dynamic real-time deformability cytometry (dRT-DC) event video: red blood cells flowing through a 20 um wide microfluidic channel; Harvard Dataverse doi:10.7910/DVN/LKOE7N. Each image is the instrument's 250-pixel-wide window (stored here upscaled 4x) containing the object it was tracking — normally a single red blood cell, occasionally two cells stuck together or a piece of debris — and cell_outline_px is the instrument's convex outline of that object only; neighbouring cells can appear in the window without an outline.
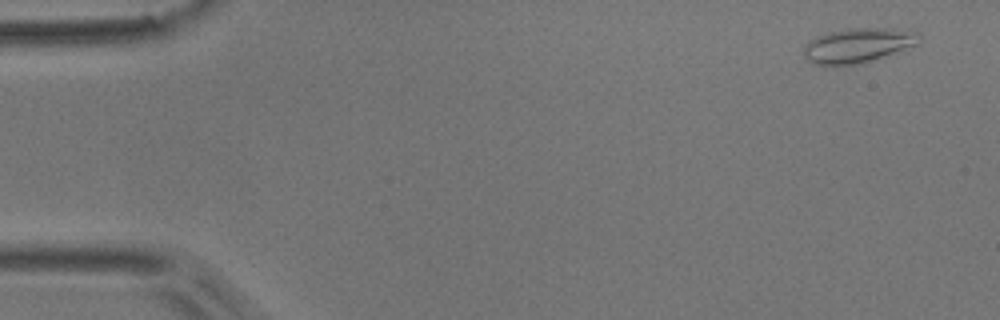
{"species": "common noctule bat (a hibernating species)", "species_latin": "Nyctalus noctula", "temperature_condition": "room temperature", "stored_images_in_passage": 3, "camera_frame_rate_fps": 3000, "um_per_image_px": 0.085, "animal": {"sex": "male", "body_mass_g": 17.9}, "frame": {"image": 1, "passage_image": 1, "time_ms": 0.0, "image_size_px": [1000, 320], "cell_outline_px": [[920, 40], [916, 44], [864, 64], [812, 64], [804, 56], [804, 48], [816, 36], [828, 32], [852, 28], [884, 28], [916, 32], [920, 36]], "centroid_in_image_um": [72.91, 3.86], "position_along_channel_um": 12.1, "area_um2": 22.83}}